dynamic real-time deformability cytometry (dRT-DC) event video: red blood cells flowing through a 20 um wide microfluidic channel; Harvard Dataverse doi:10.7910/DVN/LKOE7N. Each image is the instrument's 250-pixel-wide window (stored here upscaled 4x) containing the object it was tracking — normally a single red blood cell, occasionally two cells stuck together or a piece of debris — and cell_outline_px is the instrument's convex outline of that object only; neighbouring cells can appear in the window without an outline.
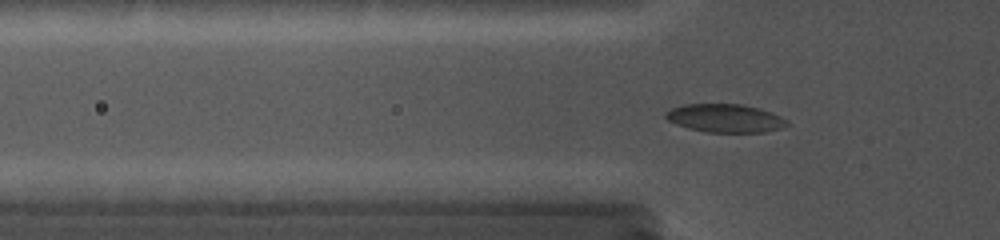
{"species": "common noctule bat (a hibernating species)", "species_latin": "Nyctalus noctula", "temperature_condition": "cold", "stored_images_in_passage": 63, "camera_frame_rate_fps": 5000, "um_per_image_px": 0.085, "animal": {"sex": "female", "body_mass_g": 19.0, "forearm_length_mm": 56.7}, "frame": {"image": 1, "passage_image": 33, "time_ms": 6.0, "image_size_px": [1000, 240], "cell_outline_px": [[788, 124], [780, 128], [764, 132], [708, 132], [688, 128], [676, 124], [668, 120], [664, 116], [664, 112], [672, 108], [684, 104], [740, 104], [760, 108], [772, 112], [788, 120]], "centroid_in_image_um": [61.63, 10.04], "position_along_channel_um": 64.2, "area_um2": 20.0}}
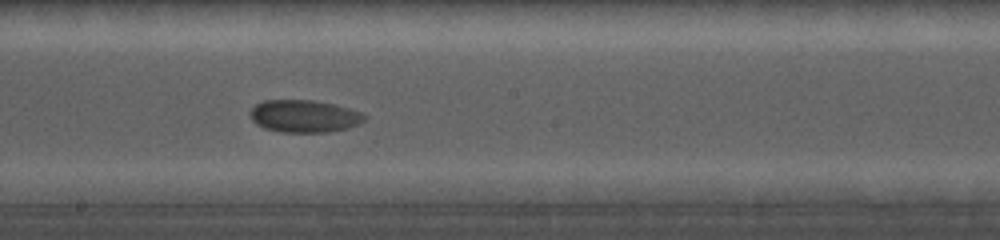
{"frame": {"image": 2, "passage_image": 52, "time_ms": 10.4, "image_size_px": [1000, 240], "cell_outline_px": [[368, 116], [364, 120], [348, 128], [328, 132], [280, 132], [264, 128], [256, 124], [252, 120], [248, 112], [256, 104], [264, 100], [312, 100], [336, 104], [364, 112]], "centroid_in_image_um": [25.87, 9.87], "position_along_channel_um": 222.3, "area_um2": 21.85}}
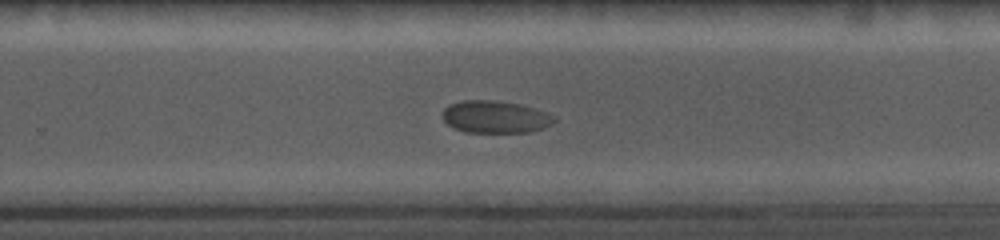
{"frame": {"image": 3, "passage_image": 58, "time_ms": 12.2, "image_size_px": [1000, 240], "cell_outline_px": [[556, 120], [552, 124], [544, 128], [528, 132], [464, 132], [452, 128], [440, 116], [444, 108], [448, 104], [460, 100], [496, 100], [520, 104], [548, 112], [556, 116]], "centroid_in_image_um": [42.08, 9.93], "position_along_channel_um": 287.7, "area_um2": 21.44}}